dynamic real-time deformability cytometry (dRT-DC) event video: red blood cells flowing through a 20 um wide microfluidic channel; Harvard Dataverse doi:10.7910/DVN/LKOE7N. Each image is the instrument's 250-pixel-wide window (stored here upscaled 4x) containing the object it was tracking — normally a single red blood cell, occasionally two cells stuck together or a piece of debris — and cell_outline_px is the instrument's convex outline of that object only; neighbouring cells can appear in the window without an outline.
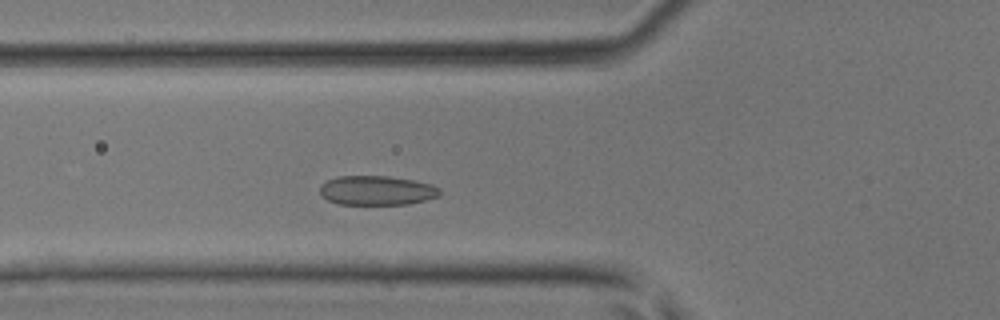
{"species": "common noctule bat (a hibernating species)", "species_latin": "Nyctalus noctula", "temperature_condition": "room temperature", "stored_images_in_passage": 38, "camera_frame_rate_fps": 3000, "um_per_image_px": 0.085, "animal": {"sex": "male", "body_mass_g": 17.9, "forearm_length_mm": 54.2}, "frame": {"image": 1, "passage_image": 10, "time_ms": 3.0, "image_size_px": [1000, 320], "cell_outline_px": [[440, 196], [408, 204], [336, 204], [320, 196], [320, 184], [328, 180], [340, 176], [388, 176], [416, 180], [432, 184], [440, 188]], "centroid_in_image_um": [32.03, 16.18], "position_along_channel_um": 93.8, "area_um2": 20.69}}
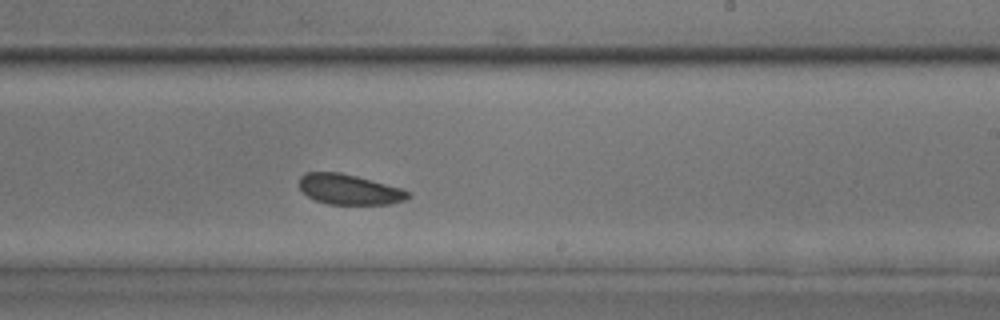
{"frame": {"image": 2, "passage_image": 21, "time_ms": 6.667, "image_size_px": [1000, 320], "cell_outline_px": [[412, 196], [404, 200], [392, 204], [328, 204], [316, 200], [308, 196], [300, 188], [300, 176], [304, 172], [340, 172], [372, 180], [400, 188], [412, 192]], "centroid_in_image_um": [29.71, 16.1], "position_along_channel_um": 259.3, "area_um2": 19.19}}
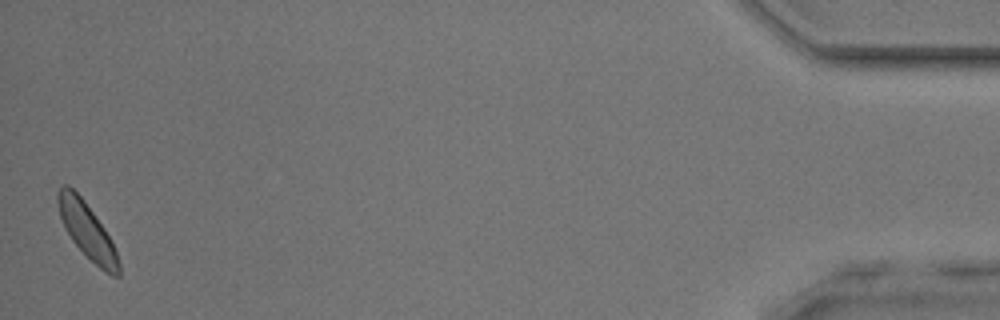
{"frame": {"image": 3, "passage_image": 38, "time_ms": 12.333, "image_size_px": [1000, 320], "cell_outline_px": [[120, 276], [112, 276], [104, 272], [72, 240], [64, 228], [60, 216], [56, 200], [56, 196], [60, 188], [64, 184], [68, 184], [84, 200], [104, 228], [116, 252], [120, 264]], "centroid_in_image_um": [7.38, 19.59], "position_along_channel_um": 427.8, "area_um2": 19.31}}